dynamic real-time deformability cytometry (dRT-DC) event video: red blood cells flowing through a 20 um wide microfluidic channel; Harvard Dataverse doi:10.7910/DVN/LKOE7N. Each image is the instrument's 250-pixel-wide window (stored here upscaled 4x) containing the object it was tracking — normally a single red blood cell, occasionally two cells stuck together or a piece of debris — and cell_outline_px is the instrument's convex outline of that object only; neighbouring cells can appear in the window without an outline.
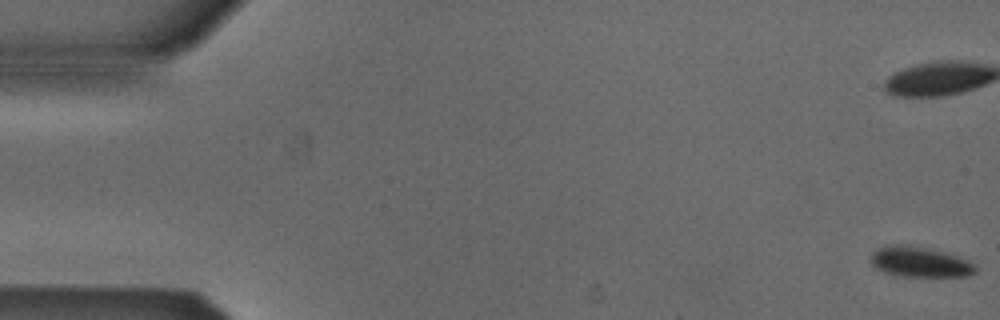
{"species": "Egyptian fruit bat (a non-hibernating species)", "species_latin": "Rousettus aegyptiacus", "temperature_condition": "cold", "stored_images_in_passage": 54, "camera_frame_rate_fps": 3000, "um_per_image_px": 0.085, "animal": {"sex": "male"}, "frame": {"image": 1, "passage_image": 1, "time_ms": 0.0, "image_size_px": [1000, 320], "cell_outline_px": [[976, 272], [968, 276], [896, 276], [884, 272], [876, 268], [868, 260], [872, 252], [876, 248], [888, 244], [896, 244], [928, 248], [944, 252], [968, 260], [976, 264]], "centroid_in_image_um": [78.14, 22.26], "position_along_channel_um": 6.9, "area_um2": 18.67}}